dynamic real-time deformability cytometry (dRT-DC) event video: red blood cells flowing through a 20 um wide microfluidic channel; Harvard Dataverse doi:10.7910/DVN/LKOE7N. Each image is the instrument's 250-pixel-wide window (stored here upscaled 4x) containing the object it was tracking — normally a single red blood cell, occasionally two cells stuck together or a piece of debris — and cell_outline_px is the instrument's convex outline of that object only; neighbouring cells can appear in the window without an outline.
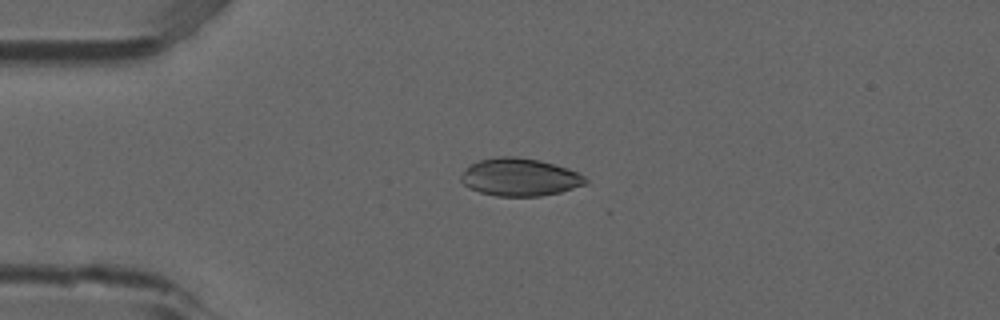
{"species": "common noctule bat (a hibernating species)", "species_latin": "Nyctalus noctula", "temperature_condition": "room temperature", "stored_images_in_passage": 3, "camera_frame_rate_fps": 3000, "um_per_image_px": 0.085, "animal": {"sex": "male", "forearm_length_mm": 52.5}, "frame": {"image": 1, "passage_image": 2, "time_ms": 0.333, "image_size_px": [1000, 320], "cell_outline_px": [[588, 184], [560, 192], [540, 196], [496, 196], [480, 192], [468, 188], [460, 180], [460, 176], [468, 164], [476, 160], [500, 156], [516, 156], [540, 160], [568, 168], [584, 176], [588, 180]], "centroid_in_image_um": [44.15, 15.05], "position_along_channel_um": 40.8, "area_um2": 27.69}}